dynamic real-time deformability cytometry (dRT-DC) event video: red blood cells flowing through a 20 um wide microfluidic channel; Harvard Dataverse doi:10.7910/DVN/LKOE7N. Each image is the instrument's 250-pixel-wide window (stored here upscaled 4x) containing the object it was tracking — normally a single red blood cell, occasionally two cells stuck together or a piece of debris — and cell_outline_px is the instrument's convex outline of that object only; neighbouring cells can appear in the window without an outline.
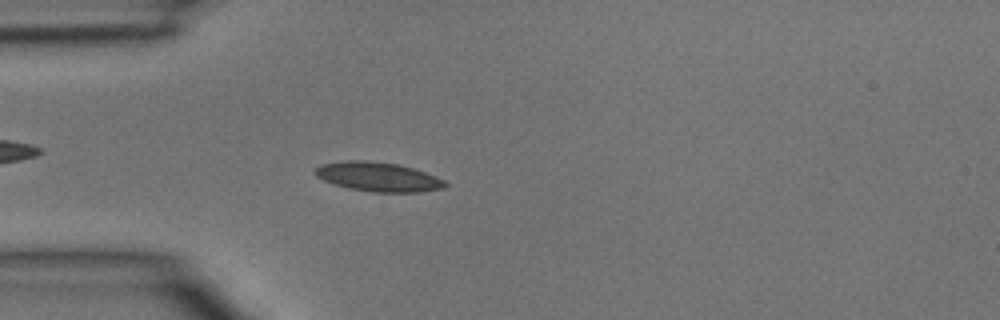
{"species": "common noctule bat (a hibernating species)", "species_latin": "Nyctalus noctula", "temperature_condition": "room temperature", "stored_images_in_passage": 45, "camera_frame_rate_fps": 3000, "um_per_image_px": 0.085, "animal": {"sex": "male", "body_mass_g": 15.6}, "frame": {"image": 1, "passage_image": 12, "time_ms": 3.667, "image_size_px": [1000, 320], "cell_outline_px": [[448, 184], [440, 188], [420, 192], [372, 192], [348, 188], [324, 180], [316, 176], [312, 172], [320, 164], [348, 160], [368, 160], [396, 164], [412, 168], [436, 176], [444, 180]], "centroid_in_image_um": [32.1, 15.02], "position_along_channel_um": 52.9, "area_um2": 22.02}}
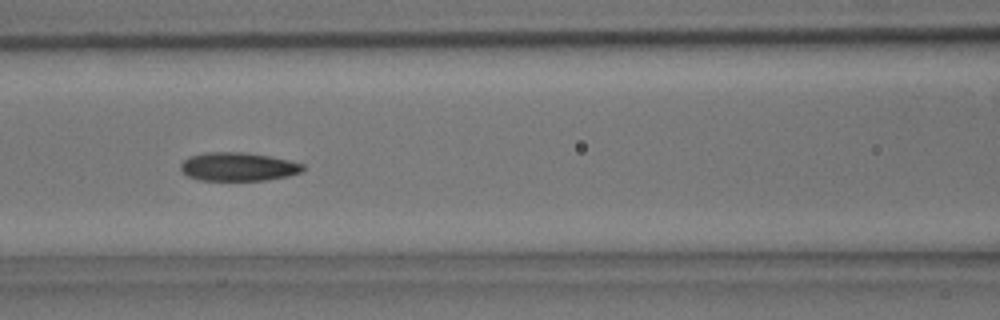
{"frame": {"image": 2, "passage_image": 19, "time_ms": 6.0, "image_size_px": [1000, 320], "cell_outline_px": [[304, 168], [300, 172], [288, 176], [268, 180], [200, 180], [188, 176], [180, 168], [180, 164], [188, 156], [204, 152], [244, 152], [268, 156], [288, 160], [304, 164]], "centroid_in_image_um": [20.22, 14.16], "position_along_channel_um": 146.4, "area_um2": 20.29}}
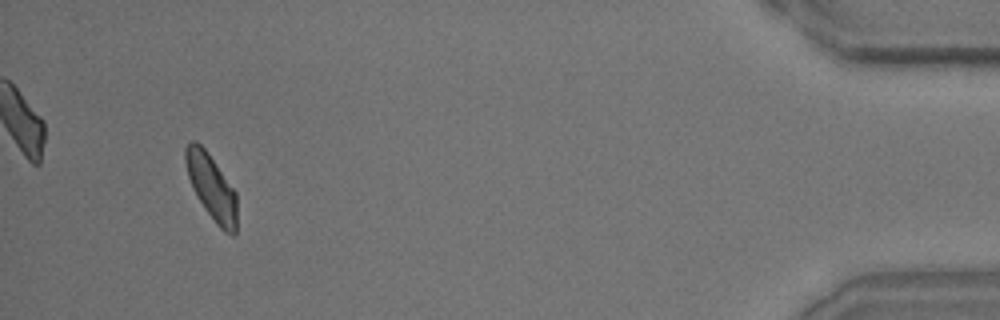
{"frame": {"image": 3, "passage_image": 43, "time_ms": 14.0, "image_size_px": [1000, 320], "cell_outline_px": [[236, 236], [232, 236], [224, 232], [216, 224], [204, 208], [192, 188], [188, 176], [184, 160], [184, 148], [192, 140], [196, 140], [208, 152], [236, 192]], "centroid_in_image_um": [17.97, 15.9], "position_along_channel_um": 417.2, "area_um2": 19.71}}